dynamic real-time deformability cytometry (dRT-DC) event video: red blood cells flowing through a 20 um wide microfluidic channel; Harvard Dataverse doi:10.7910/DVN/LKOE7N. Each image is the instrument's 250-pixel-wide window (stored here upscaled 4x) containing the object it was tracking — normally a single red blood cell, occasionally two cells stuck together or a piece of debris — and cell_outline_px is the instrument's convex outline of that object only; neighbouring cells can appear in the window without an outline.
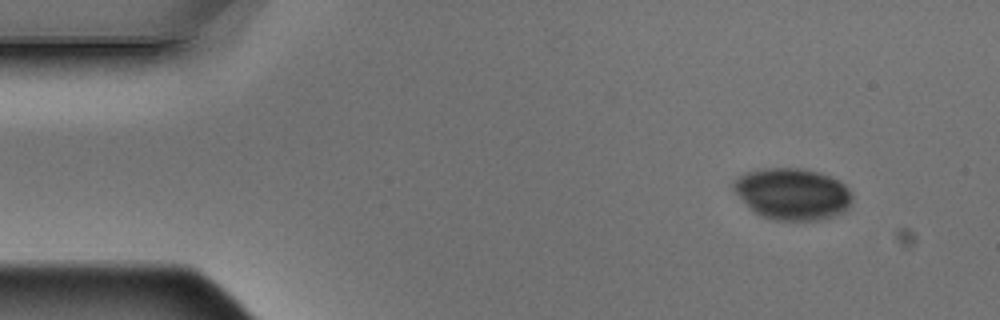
{"species": "Egyptian fruit bat (a non-hibernating species)", "species_latin": "Rousettus aegyptiacus", "temperature_condition": "warm", "stored_images_in_passage": 4, "segment_of_instrument_passage": [1, 2], "camera_frame_rate_fps": 3000, "um_per_image_px": 0.085, "animal": {"sex": "male"}, "frame": {"image": 1, "passage_image": 1, "time_ms": 0.0, "image_size_px": [1000, 320], "cell_outline_px": [[852, 200], [848, 208], [844, 212], [820, 220], [776, 220], [760, 216], [732, 188], [732, 180], [744, 172], [764, 168], [804, 168], [820, 172], [832, 176], [840, 180], [852, 192]], "centroid_in_image_um": [67.39, 16.46], "position_along_channel_um": 17.6, "area_um2": 35.89}}